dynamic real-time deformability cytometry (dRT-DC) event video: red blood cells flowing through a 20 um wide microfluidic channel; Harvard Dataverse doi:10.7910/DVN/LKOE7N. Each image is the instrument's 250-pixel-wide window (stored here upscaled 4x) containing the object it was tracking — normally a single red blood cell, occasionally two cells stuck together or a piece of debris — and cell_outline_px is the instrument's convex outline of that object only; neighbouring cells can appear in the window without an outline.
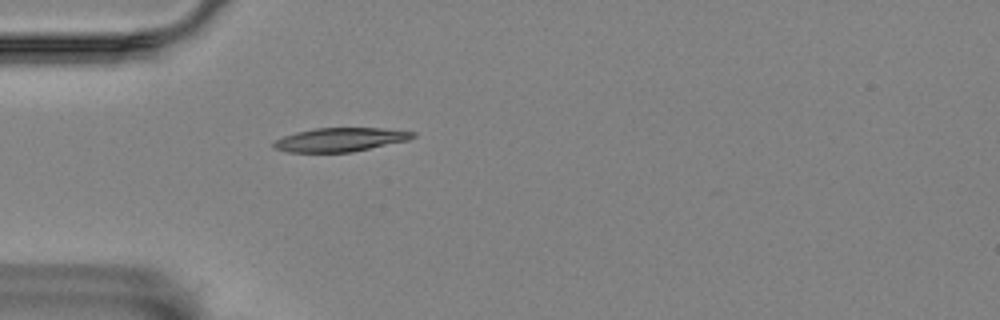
{"species": "Egyptian fruit bat (a non-hibernating species)", "species_latin": "Rousettus aegyptiacus", "temperature_condition": "room temperature", "stored_images_in_passage": 32, "camera_frame_rate_fps": 3000, "um_per_image_px": 0.085, "animal": {"sex": "female"}, "frame": {"image": 1, "passage_image": 1, "time_ms": 0.0, "image_size_px": [1000, 320], "cell_outline_px": [[416, 136], [408, 140], [352, 152], [288, 152], [272, 148], [272, 144], [276, 140], [284, 136], [296, 132], [316, 128], [380, 128], [416, 132]], "centroid_in_image_um": [28.91, 11.87], "position_along_channel_um": 56.1, "area_um2": 19.19}}
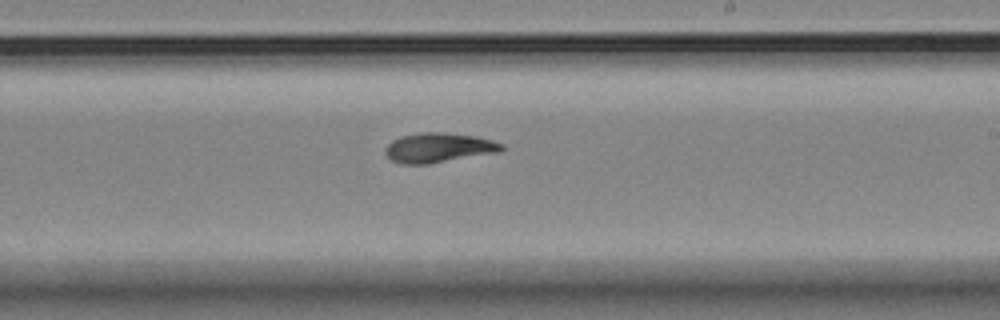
{"frame": {"image": 2, "passage_image": 18, "time_ms": 5.667, "image_size_px": [1000, 320], "cell_outline_px": [[504, 148], [500, 152], [428, 164], [400, 164], [392, 160], [384, 152], [384, 148], [392, 140], [400, 136], [420, 132], [444, 132], [476, 136], [492, 140], [504, 144]], "centroid_in_image_um": [37.28, 12.55], "position_along_channel_um": 251.7, "area_um2": 20.29}}
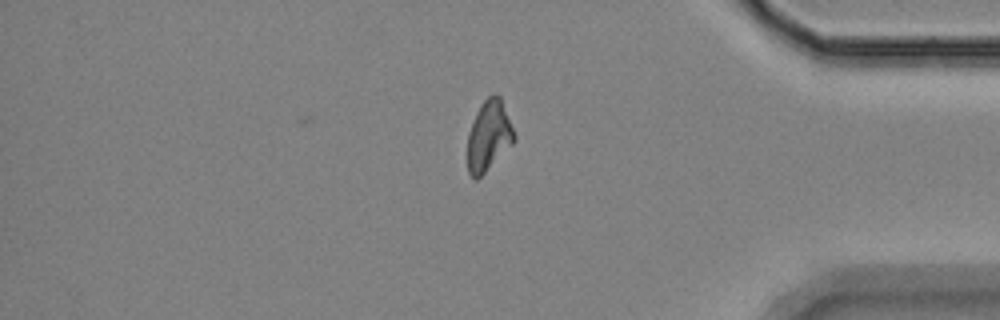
{"frame": {"image": 3, "passage_image": 32, "time_ms": 10.333, "image_size_px": [1000, 320], "cell_outline_px": [[516, 140], [476, 180], [468, 172], [468, 132], [476, 112], [480, 104], [488, 96], [496, 92], [500, 96], [516, 136]], "centroid_in_image_um": [41.54, 11.5], "position_along_channel_um": 393.7, "area_um2": 18.9}, "authors_computed_cell_mechanics": {"area_um2": 19.2474, "velocity_mm_per_s": 3.5402, "shape_relaxation_time_tau1_ms": 4.8052, "shape_relaxation_time_tau2_ms": 4.0465, "deformation_change_tau1": 0.1557, "deformation_change_tau2": 0.0897}}